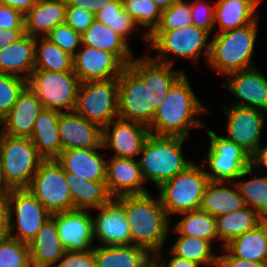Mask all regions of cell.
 <instances>
[{
	"label": "cell",
	"mask_w": 267,
	"mask_h": 267,
	"mask_svg": "<svg viewBox=\"0 0 267 267\" xmlns=\"http://www.w3.org/2000/svg\"><path fill=\"white\" fill-rule=\"evenodd\" d=\"M67 7H77L92 12L94 15L115 0H66Z\"/></svg>",
	"instance_id": "obj_51"
},
{
	"label": "cell",
	"mask_w": 267,
	"mask_h": 267,
	"mask_svg": "<svg viewBox=\"0 0 267 267\" xmlns=\"http://www.w3.org/2000/svg\"><path fill=\"white\" fill-rule=\"evenodd\" d=\"M66 0H37L24 15L25 33L37 38L40 31L44 37L57 25L65 23Z\"/></svg>",
	"instance_id": "obj_25"
},
{
	"label": "cell",
	"mask_w": 267,
	"mask_h": 267,
	"mask_svg": "<svg viewBox=\"0 0 267 267\" xmlns=\"http://www.w3.org/2000/svg\"><path fill=\"white\" fill-rule=\"evenodd\" d=\"M93 250L96 267H150L153 264L151 253L136 245H105Z\"/></svg>",
	"instance_id": "obj_29"
},
{
	"label": "cell",
	"mask_w": 267,
	"mask_h": 267,
	"mask_svg": "<svg viewBox=\"0 0 267 267\" xmlns=\"http://www.w3.org/2000/svg\"><path fill=\"white\" fill-rule=\"evenodd\" d=\"M123 204L128 221L131 245L144 248L160 257V250L168 236L169 219L160 198L153 199L150 193L117 197Z\"/></svg>",
	"instance_id": "obj_1"
},
{
	"label": "cell",
	"mask_w": 267,
	"mask_h": 267,
	"mask_svg": "<svg viewBox=\"0 0 267 267\" xmlns=\"http://www.w3.org/2000/svg\"><path fill=\"white\" fill-rule=\"evenodd\" d=\"M98 209L100 212L93 218L94 238L104 245H131L130 228L123 204L117 198H111Z\"/></svg>",
	"instance_id": "obj_20"
},
{
	"label": "cell",
	"mask_w": 267,
	"mask_h": 267,
	"mask_svg": "<svg viewBox=\"0 0 267 267\" xmlns=\"http://www.w3.org/2000/svg\"><path fill=\"white\" fill-rule=\"evenodd\" d=\"M0 267H32L29 244L10 236L0 240Z\"/></svg>",
	"instance_id": "obj_42"
},
{
	"label": "cell",
	"mask_w": 267,
	"mask_h": 267,
	"mask_svg": "<svg viewBox=\"0 0 267 267\" xmlns=\"http://www.w3.org/2000/svg\"><path fill=\"white\" fill-rule=\"evenodd\" d=\"M192 24L190 2L176 0L167 9L162 10L160 24L155 30H174Z\"/></svg>",
	"instance_id": "obj_44"
},
{
	"label": "cell",
	"mask_w": 267,
	"mask_h": 267,
	"mask_svg": "<svg viewBox=\"0 0 267 267\" xmlns=\"http://www.w3.org/2000/svg\"><path fill=\"white\" fill-rule=\"evenodd\" d=\"M248 207L267 221V176L236 183ZM253 206V207H251Z\"/></svg>",
	"instance_id": "obj_41"
},
{
	"label": "cell",
	"mask_w": 267,
	"mask_h": 267,
	"mask_svg": "<svg viewBox=\"0 0 267 267\" xmlns=\"http://www.w3.org/2000/svg\"><path fill=\"white\" fill-rule=\"evenodd\" d=\"M5 48V44L1 43V30H0V51Z\"/></svg>",
	"instance_id": "obj_60"
},
{
	"label": "cell",
	"mask_w": 267,
	"mask_h": 267,
	"mask_svg": "<svg viewBox=\"0 0 267 267\" xmlns=\"http://www.w3.org/2000/svg\"><path fill=\"white\" fill-rule=\"evenodd\" d=\"M37 0H0L1 5L19 10L24 15L35 5Z\"/></svg>",
	"instance_id": "obj_53"
},
{
	"label": "cell",
	"mask_w": 267,
	"mask_h": 267,
	"mask_svg": "<svg viewBox=\"0 0 267 267\" xmlns=\"http://www.w3.org/2000/svg\"><path fill=\"white\" fill-rule=\"evenodd\" d=\"M143 182L145 179L138 161L113 156L107 162L105 183L112 198L149 193L142 187Z\"/></svg>",
	"instance_id": "obj_21"
},
{
	"label": "cell",
	"mask_w": 267,
	"mask_h": 267,
	"mask_svg": "<svg viewBox=\"0 0 267 267\" xmlns=\"http://www.w3.org/2000/svg\"><path fill=\"white\" fill-rule=\"evenodd\" d=\"M256 36L257 19L245 27L217 33L210 41L209 66L224 75L254 67L251 58Z\"/></svg>",
	"instance_id": "obj_4"
},
{
	"label": "cell",
	"mask_w": 267,
	"mask_h": 267,
	"mask_svg": "<svg viewBox=\"0 0 267 267\" xmlns=\"http://www.w3.org/2000/svg\"><path fill=\"white\" fill-rule=\"evenodd\" d=\"M5 199L10 210L9 236L29 244L52 214L28 189H13ZM12 205L15 206L17 227L11 222ZM14 227L18 228L16 234L12 233Z\"/></svg>",
	"instance_id": "obj_12"
},
{
	"label": "cell",
	"mask_w": 267,
	"mask_h": 267,
	"mask_svg": "<svg viewBox=\"0 0 267 267\" xmlns=\"http://www.w3.org/2000/svg\"><path fill=\"white\" fill-rule=\"evenodd\" d=\"M218 239L223 240V246L234 238L253 230L264 220L252 208L246 206L232 213L215 217Z\"/></svg>",
	"instance_id": "obj_35"
},
{
	"label": "cell",
	"mask_w": 267,
	"mask_h": 267,
	"mask_svg": "<svg viewBox=\"0 0 267 267\" xmlns=\"http://www.w3.org/2000/svg\"><path fill=\"white\" fill-rule=\"evenodd\" d=\"M40 41L38 42L36 38L34 70L73 71V56L45 37L41 38ZM38 43L41 44L38 46Z\"/></svg>",
	"instance_id": "obj_36"
},
{
	"label": "cell",
	"mask_w": 267,
	"mask_h": 267,
	"mask_svg": "<svg viewBox=\"0 0 267 267\" xmlns=\"http://www.w3.org/2000/svg\"><path fill=\"white\" fill-rule=\"evenodd\" d=\"M36 38L24 34L7 48L0 51V72L29 79L35 67Z\"/></svg>",
	"instance_id": "obj_26"
},
{
	"label": "cell",
	"mask_w": 267,
	"mask_h": 267,
	"mask_svg": "<svg viewBox=\"0 0 267 267\" xmlns=\"http://www.w3.org/2000/svg\"><path fill=\"white\" fill-rule=\"evenodd\" d=\"M230 75L233 78L224 86L241 101L246 102L233 105L267 111V79L256 68L251 67L227 74Z\"/></svg>",
	"instance_id": "obj_23"
},
{
	"label": "cell",
	"mask_w": 267,
	"mask_h": 267,
	"mask_svg": "<svg viewBox=\"0 0 267 267\" xmlns=\"http://www.w3.org/2000/svg\"><path fill=\"white\" fill-rule=\"evenodd\" d=\"M181 214L185 217L173 229L180 234L179 236L199 237L210 242L218 238L214 216L201 210Z\"/></svg>",
	"instance_id": "obj_37"
},
{
	"label": "cell",
	"mask_w": 267,
	"mask_h": 267,
	"mask_svg": "<svg viewBox=\"0 0 267 267\" xmlns=\"http://www.w3.org/2000/svg\"><path fill=\"white\" fill-rule=\"evenodd\" d=\"M36 94L27 85L19 94L16 103L1 121L3 133L13 137H31L35 120L43 110Z\"/></svg>",
	"instance_id": "obj_22"
},
{
	"label": "cell",
	"mask_w": 267,
	"mask_h": 267,
	"mask_svg": "<svg viewBox=\"0 0 267 267\" xmlns=\"http://www.w3.org/2000/svg\"><path fill=\"white\" fill-rule=\"evenodd\" d=\"M32 267H50L65 254L56 222L50 217L29 243Z\"/></svg>",
	"instance_id": "obj_27"
},
{
	"label": "cell",
	"mask_w": 267,
	"mask_h": 267,
	"mask_svg": "<svg viewBox=\"0 0 267 267\" xmlns=\"http://www.w3.org/2000/svg\"><path fill=\"white\" fill-rule=\"evenodd\" d=\"M56 267H96L94 250L66 251Z\"/></svg>",
	"instance_id": "obj_48"
},
{
	"label": "cell",
	"mask_w": 267,
	"mask_h": 267,
	"mask_svg": "<svg viewBox=\"0 0 267 267\" xmlns=\"http://www.w3.org/2000/svg\"><path fill=\"white\" fill-rule=\"evenodd\" d=\"M50 42L58 45L63 51L71 56L75 55V50L82 43L81 34L76 32L68 24L57 25L46 36Z\"/></svg>",
	"instance_id": "obj_45"
},
{
	"label": "cell",
	"mask_w": 267,
	"mask_h": 267,
	"mask_svg": "<svg viewBox=\"0 0 267 267\" xmlns=\"http://www.w3.org/2000/svg\"><path fill=\"white\" fill-rule=\"evenodd\" d=\"M81 82L74 71L33 70L27 85L36 94L43 108L62 112L74 111Z\"/></svg>",
	"instance_id": "obj_8"
},
{
	"label": "cell",
	"mask_w": 267,
	"mask_h": 267,
	"mask_svg": "<svg viewBox=\"0 0 267 267\" xmlns=\"http://www.w3.org/2000/svg\"><path fill=\"white\" fill-rule=\"evenodd\" d=\"M207 132L211 139L207 161L212 173L205 171L209 181L229 182L252 172L247 152L234 141L218 137L211 130Z\"/></svg>",
	"instance_id": "obj_11"
},
{
	"label": "cell",
	"mask_w": 267,
	"mask_h": 267,
	"mask_svg": "<svg viewBox=\"0 0 267 267\" xmlns=\"http://www.w3.org/2000/svg\"><path fill=\"white\" fill-rule=\"evenodd\" d=\"M196 2L190 3L193 25L210 34L215 26V6L207 4L206 1L204 3L201 0Z\"/></svg>",
	"instance_id": "obj_46"
},
{
	"label": "cell",
	"mask_w": 267,
	"mask_h": 267,
	"mask_svg": "<svg viewBox=\"0 0 267 267\" xmlns=\"http://www.w3.org/2000/svg\"><path fill=\"white\" fill-rule=\"evenodd\" d=\"M26 86L27 80L23 76L0 72V121L9 113Z\"/></svg>",
	"instance_id": "obj_43"
},
{
	"label": "cell",
	"mask_w": 267,
	"mask_h": 267,
	"mask_svg": "<svg viewBox=\"0 0 267 267\" xmlns=\"http://www.w3.org/2000/svg\"><path fill=\"white\" fill-rule=\"evenodd\" d=\"M96 149L98 148L68 149L55 159L65 172L88 181H105L107 161Z\"/></svg>",
	"instance_id": "obj_24"
},
{
	"label": "cell",
	"mask_w": 267,
	"mask_h": 267,
	"mask_svg": "<svg viewBox=\"0 0 267 267\" xmlns=\"http://www.w3.org/2000/svg\"><path fill=\"white\" fill-rule=\"evenodd\" d=\"M0 124H2L1 121H0ZM3 135H4V133H3V131H2V133L0 134V142H1V139H2Z\"/></svg>",
	"instance_id": "obj_61"
},
{
	"label": "cell",
	"mask_w": 267,
	"mask_h": 267,
	"mask_svg": "<svg viewBox=\"0 0 267 267\" xmlns=\"http://www.w3.org/2000/svg\"><path fill=\"white\" fill-rule=\"evenodd\" d=\"M51 213L73 210L65 171L56 159H44L27 188Z\"/></svg>",
	"instance_id": "obj_9"
},
{
	"label": "cell",
	"mask_w": 267,
	"mask_h": 267,
	"mask_svg": "<svg viewBox=\"0 0 267 267\" xmlns=\"http://www.w3.org/2000/svg\"><path fill=\"white\" fill-rule=\"evenodd\" d=\"M66 251H91L94 238L93 218L86 210L73 209L51 215Z\"/></svg>",
	"instance_id": "obj_17"
},
{
	"label": "cell",
	"mask_w": 267,
	"mask_h": 267,
	"mask_svg": "<svg viewBox=\"0 0 267 267\" xmlns=\"http://www.w3.org/2000/svg\"><path fill=\"white\" fill-rule=\"evenodd\" d=\"M123 9L133 18L136 25L148 26L144 39L148 41L160 24L162 10L152 0H122Z\"/></svg>",
	"instance_id": "obj_39"
},
{
	"label": "cell",
	"mask_w": 267,
	"mask_h": 267,
	"mask_svg": "<svg viewBox=\"0 0 267 267\" xmlns=\"http://www.w3.org/2000/svg\"><path fill=\"white\" fill-rule=\"evenodd\" d=\"M95 19L109 26L125 40L136 26L133 18L123 9L122 0H115L95 14Z\"/></svg>",
	"instance_id": "obj_40"
},
{
	"label": "cell",
	"mask_w": 267,
	"mask_h": 267,
	"mask_svg": "<svg viewBox=\"0 0 267 267\" xmlns=\"http://www.w3.org/2000/svg\"><path fill=\"white\" fill-rule=\"evenodd\" d=\"M214 6V22H219V33L245 27L258 18L257 7L249 0H218Z\"/></svg>",
	"instance_id": "obj_33"
},
{
	"label": "cell",
	"mask_w": 267,
	"mask_h": 267,
	"mask_svg": "<svg viewBox=\"0 0 267 267\" xmlns=\"http://www.w3.org/2000/svg\"><path fill=\"white\" fill-rule=\"evenodd\" d=\"M13 188L8 184L3 170L2 161L0 158V198H6L11 192Z\"/></svg>",
	"instance_id": "obj_57"
},
{
	"label": "cell",
	"mask_w": 267,
	"mask_h": 267,
	"mask_svg": "<svg viewBox=\"0 0 267 267\" xmlns=\"http://www.w3.org/2000/svg\"><path fill=\"white\" fill-rule=\"evenodd\" d=\"M225 255L218 256V267H264L263 263L232 256L227 250Z\"/></svg>",
	"instance_id": "obj_50"
},
{
	"label": "cell",
	"mask_w": 267,
	"mask_h": 267,
	"mask_svg": "<svg viewBox=\"0 0 267 267\" xmlns=\"http://www.w3.org/2000/svg\"><path fill=\"white\" fill-rule=\"evenodd\" d=\"M251 1L256 7L259 5V3L261 2V0H249Z\"/></svg>",
	"instance_id": "obj_59"
},
{
	"label": "cell",
	"mask_w": 267,
	"mask_h": 267,
	"mask_svg": "<svg viewBox=\"0 0 267 267\" xmlns=\"http://www.w3.org/2000/svg\"><path fill=\"white\" fill-rule=\"evenodd\" d=\"M25 34V29H2L1 30V43L5 44V48L10 46L20 37Z\"/></svg>",
	"instance_id": "obj_54"
},
{
	"label": "cell",
	"mask_w": 267,
	"mask_h": 267,
	"mask_svg": "<svg viewBox=\"0 0 267 267\" xmlns=\"http://www.w3.org/2000/svg\"><path fill=\"white\" fill-rule=\"evenodd\" d=\"M65 177L70 188L73 209H98L112 198L105 181H88L68 172H65Z\"/></svg>",
	"instance_id": "obj_32"
},
{
	"label": "cell",
	"mask_w": 267,
	"mask_h": 267,
	"mask_svg": "<svg viewBox=\"0 0 267 267\" xmlns=\"http://www.w3.org/2000/svg\"><path fill=\"white\" fill-rule=\"evenodd\" d=\"M185 137L149 134L142 146V158L138 161L145 179L160 187L193 163L182 155Z\"/></svg>",
	"instance_id": "obj_3"
},
{
	"label": "cell",
	"mask_w": 267,
	"mask_h": 267,
	"mask_svg": "<svg viewBox=\"0 0 267 267\" xmlns=\"http://www.w3.org/2000/svg\"><path fill=\"white\" fill-rule=\"evenodd\" d=\"M161 10L167 9L176 0H152Z\"/></svg>",
	"instance_id": "obj_58"
},
{
	"label": "cell",
	"mask_w": 267,
	"mask_h": 267,
	"mask_svg": "<svg viewBox=\"0 0 267 267\" xmlns=\"http://www.w3.org/2000/svg\"><path fill=\"white\" fill-rule=\"evenodd\" d=\"M209 183L205 171L194 163L159 187V198L167 214L200 210Z\"/></svg>",
	"instance_id": "obj_5"
},
{
	"label": "cell",
	"mask_w": 267,
	"mask_h": 267,
	"mask_svg": "<svg viewBox=\"0 0 267 267\" xmlns=\"http://www.w3.org/2000/svg\"><path fill=\"white\" fill-rule=\"evenodd\" d=\"M210 34L195 25L177 28L174 30H154L148 36L149 48L156 49L161 54L154 60L172 65V60H167L166 54L173 53L177 57L190 58L196 61L199 59L202 49L206 48L207 61L210 53V42L207 43ZM162 55L166 60L162 61Z\"/></svg>",
	"instance_id": "obj_10"
},
{
	"label": "cell",
	"mask_w": 267,
	"mask_h": 267,
	"mask_svg": "<svg viewBox=\"0 0 267 267\" xmlns=\"http://www.w3.org/2000/svg\"><path fill=\"white\" fill-rule=\"evenodd\" d=\"M232 256L264 264L267 257V221L224 246Z\"/></svg>",
	"instance_id": "obj_34"
},
{
	"label": "cell",
	"mask_w": 267,
	"mask_h": 267,
	"mask_svg": "<svg viewBox=\"0 0 267 267\" xmlns=\"http://www.w3.org/2000/svg\"><path fill=\"white\" fill-rule=\"evenodd\" d=\"M62 151L68 149L103 148V129L84 117L62 111L58 120Z\"/></svg>",
	"instance_id": "obj_19"
},
{
	"label": "cell",
	"mask_w": 267,
	"mask_h": 267,
	"mask_svg": "<svg viewBox=\"0 0 267 267\" xmlns=\"http://www.w3.org/2000/svg\"><path fill=\"white\" fill-rule=\"evenodd\" d=\"M225 182L209 181L202 197L200 210L214 217L235 212L247 205L235 182L236 190L220 186ZM220 186V187H219Z\"/></svg>",
	"instance_id": "obj_31"
},
{
	"label": "cell",
	"mask_w": 267,
	"mask_h": 267,
	"mask_svg": "<svg viewBox=\"0 0 267 267\" xmlns=\"http://www.w3.org/2000/svg\"><path fill=\"white\" fill-rule=\"evenodd\" d=\"M172 258L170 260V262L166 263L163 262V264L161 263V265H158L156 259H154L153 263L156 265V267H199L200 265L197 264L196 262L178 257L176 255H174L172 252ZM166 264V265H165Z\"/></svg>",
	"instance_id": "obj_55"
},
{
	"label": "cell",
	"mask_w": 267,
	"mask_h": 267,
	"mask_svg": "<svg viewBox=\"0 0 267 267\" xmlns=\"http://www.w3.org/2000/svg\"><path fill=\"white\" fill-rule=\"evenodd\" d=\"M2 29H25L24 14L0 4V30Z\"/></svg>",
	"instance_id": "obj_49"
},
{
	"label": "cell",
	"mask_w": 267,
	"mask_h": 267,
	"mask_svg": "<svg viewBox=\"0 0 267 267\" xmlns=\"http://www.w3.org/2000/svg\"><path fill=\"white\" fill-rule=\"evenodd\" d=\"M83 45L95 47L106 52L113 53L125 66L132 61V51L130 50L126 40L113 31L109 26L102 24L96 19L81 34Z\"/></svg>",
	"instance_id": "obj_30"
},
{
	"label": "cell",
	"mask_w": 267,
	"mask_h": 267,
	"mask_svg": "<svg viewBox=\"0 0 267 267\" xmlns=\"http://www.w3.org/2000/svg\"><path fill=\"white\" fill-rule=\"evenodd\" d=\"M118 117L149 126L155 112L148 103V86L127 65L118 77Z\"/></svg>",
	"instance_id": "obj_13"
},
{
	"label": "cell",
	"mask_w": 267,
	"mask_h": 267,
	"mask_svg": "<svg viewBox=\"0 0 267 267\" xmlns=\"http://www.w3.org/2000/svg\"><path fill=\"white\" fill-rule=\"evenodd\" d=\"M10 231V210L5 198H0V237L9 236Z\"/></svg>",
	"instance_id": "obj_52"
},
{
	"label": "cell",
	"mask_w": 267,
	"mask_h": 267,
	"mask_svg": "<svg viewBox=\"0 0 267 267\" xmlns=\"http://www.w3.org/2000/svg\"><path fill=\"white\" fill-rule=\"evenodd\" d=\"M264 267H267V257L265 258V261H264Z\"/></svg>",
	"instance_id": "obj_62"
},
{
	"label": "cell",
	"mask_w": 267,
	"mask_h": 267,
	"mask_svg": "<svg viewBox=\"0 0 267 267\" xmlns=\"http://www.w3.org/2000/svg\"><path fill=\"white\" fill-rule=\"evenodd\" d=\"M95 20L92 12L77 7H66L65 23L76 32L83 34Z\"/></svg>",
	"instance_id": "obj_47"
},
{
	"label": "cell",
	"mask_w": 267,
	"mask_h": 267,
	"mask_svg": "<svg viewBox=\"0 0 267 267\" xmlns=\"http://www.w3.org/2000/svg\"><path fill=\"white\" fill-rule=\"evenodd\" d=\"M260 164L265 165L267 168V146L264 148H261V146H259L251 155L250 166L260 167Z\"/></svg>",
	"instance_id": "obj_56"
},
{
	"label": "cell",
	"mask_w": 267,
	"mask_h": 267,
	"mask_svg": "<svg viewBox=\"0 0 267 267\" xmlns=\"http://www.w3.org/2000/svg\"><path fill=\"white\" fill-rule=\"evenodd\" d=\"M60 111L43 109L35 120L31 141L44 159H55L62 152L58 120Z\"/></svg>",
	"instance_id": "obj_28"
},
{
	"label": "cell",
	"mask_w": 267,
	"mask_h": 267,
	"mask_svg": "<svg viewBox=\"0 0 267 267\" xmlns=\"http://www.w3.org/2000/svg\"><path fill=\"white\" fill-rule=\"evenodd\" d=\"M227 139L234 141L250 156L260 146L261 131L264 125L262 110L232 105L226 110Z\"/></svg>",
	"instance_id": "obj_14"
},
{
	"label": "cell",
	"mask_w": 267,
	"mask_h": 267,
	"mask_svg": "<svg viewBox=\"0 0 267 267\" xmlns=\"http://www.w3.org/2000/svg\"><path fill=\"white\" fill-rule=\"evenodd\" d=\"M206 110L194 92L192 91L187 77L183 74L171 87L165 100L155 112L149 132L154 135L181 136L188 135L189 128L194 126L204 127L195 115Z\"/></svg>",
	"instance_id": "obj_2"
},
{
	"label": "cell",
	"mask_w": 267,
	"mask_h": 267,
	"mask_svg": "<svg viewBox=\"0 0 267 267\" xmlns=\"http://www.w3.org/2000/svg\"><path fill=\"white\" fill-rule=\"evenodd\" d=\"M118 78L81 83L74 112L102 129L118 118Z\"/></svg>",
	"instance_id": "obj_7"
},
{
	"label": "cell",
	"mask_w": 267,
	"mask_h": 267,
	"mask_svg": "<svg viewBox=\"0 0 267 267\" xmlns=\"http://www.w3.org/2000/svg\"><path fill=\"white\" fill-rule=\"evenodd\" d=\"M4 175L13 189H27L44 158L29 137L4 134L0 142Z\"/></svg>",
	"instance_id": "obj_6"
},
{
	"label": "cell",
	"mask_w": 267,
	"mask_h": 267,
	"mask_svg": "<svg viewBox=\"0 0 267 267\" xmlns=\"http://www.w3.org/2000/svg\"><path fill=\"white\" fill-rule=\"evenodd\" d=\"M73 56V71L81 83L118 78L125 65L111 52L83 46Z\"/></svg>",
	"instance_id": "obj_16"
},
{
	"label": "cell",
	"mask_w": 267,
	"mask_h": 267,
	"mask_svg": "<svg viewBox=\"0 0 267 267\" xmlns=\"http://www.w3.org/2000/svg\"><path fill=\"white\" fill-rule=\"evenodd\" d=\"M211 245L210 241L199 237L179 236L170 250L174 255L199 265L209 263L218 266V256L212 254Z\"/></svg>",
	"instance_id": "obj_38"
},
{
	"label": "cell",
	"mask_w": 267,
	"mask_h": 267,
	"mask_svg": "<svg viewBox=\"0 0 267 267\" xmlns=\"http://www.w3.org/2000/svg\"><path fill=\"white\" fill-rule=\"evenodd\" d=\"M148 86V103L156 112L173 84L184 74L172 71V65L161 63L153 58L142 57L128 65Z\"/></svg>",
	"instance_id": "obj_15"
},
{
	"label": "cell",
	"mask_w": 267,
	"mask_h": 267,
	"mask_svg": "<svg viewBox=\"0 0 267 267\" xmlns=\"http://www.w3.org/2000/svg\"><path fill=\"white\" fill-rule=\"evenodd\" d=\"M110 125H113L111 133ZM149 134L144 124L118 117L103 128L102 146L113 148L115 157L134 159L135 155L140 154Z\"/></svg>",
	"instance_id": "obj_18"
}]
</instances>
